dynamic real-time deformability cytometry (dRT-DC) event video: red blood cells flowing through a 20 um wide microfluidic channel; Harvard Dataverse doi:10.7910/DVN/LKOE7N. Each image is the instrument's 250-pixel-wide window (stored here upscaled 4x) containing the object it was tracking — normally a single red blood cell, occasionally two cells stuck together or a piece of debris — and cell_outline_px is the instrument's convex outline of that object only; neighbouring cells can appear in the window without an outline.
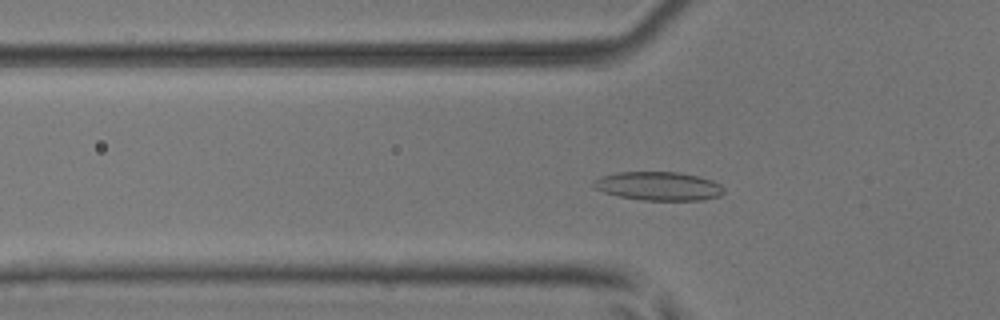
{"species": "common noctule bat (a hibernating species)", "species_latin": "Nyctalus noctula", "temperature_condition": "room temperature", "stored_images_in_passage": 37, "camera_frame_rate_fps": 3000, "um_per_image_px": 0.085, "animal": {"sex": "male", "body_mass_g": 17.9, "forearm_length_mm": 54.2}, "frame": {"image": 1, "passage_image": 6, "time_ms": 1.667, "image_size_px": [1000, 320], "cell_outline_px": [[724, 192], [720, 196], [704, 200], [644, 200], [620, 196], [604, 192], [596, 188], [592, 184], [592, 180], [600, 176], [616, 172], [676, 172], [696, 176], [712, 180], [720, 184], [724, 188]], "centroid_in_image_um": [55.97, 15.81], "position_along_channel_um": 69.8, "area_um2": 21.73}}
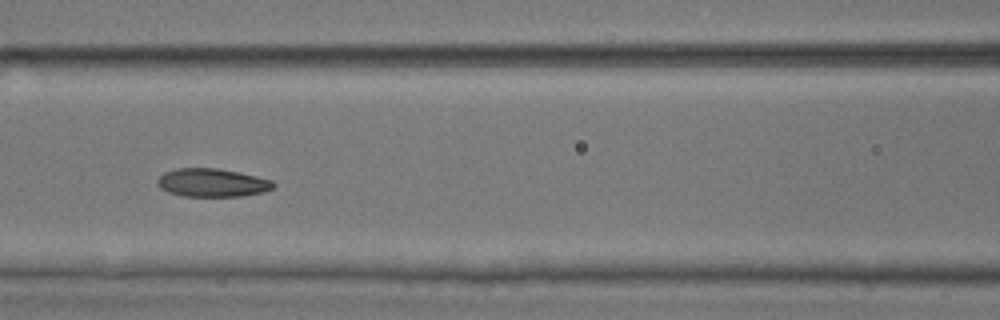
{"frame": {"image": 2, "passage_image": 12, "time_ms": 3.667, "image_size_px": [1000, 320], "cell_outline_px": [[276, 184], [272, 188], [264, 192], [240, 196], [184, 196], [168, 192], [160, 188], [156, 184], [156, 180], [164, 172], [176, 168], [216, 168], [240, 172], [272, 180]], "centroid_in_image_um": [18.02, 15.52], "position_along_channel_um": 148.6, "area_um2": 19.19}}
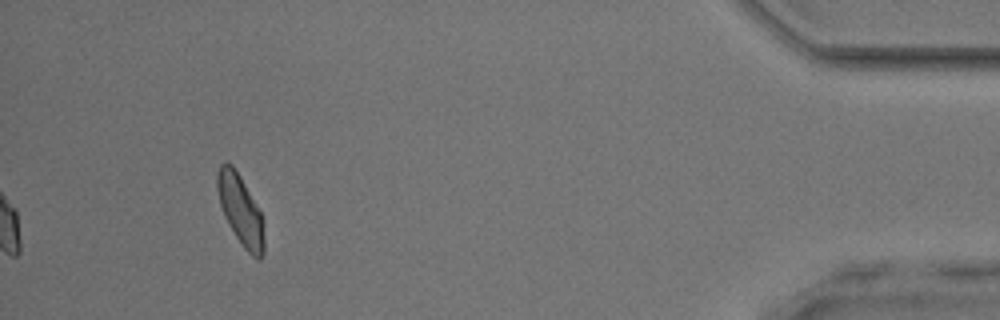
{"frame": {"image": 3, "passage_image": 37, "time_ms": 12.0, "image_size_px": [1000, 320], "cell_outline_px": [[264, 252], [260, 260], [252, 256], [244, 248], [228, 224], [224, 216], [220, 204], [216, 188], [216, 172], [220, 164], [224, 160], [232, 164], [240, 176], [260, 212], [264, 220]], "centroid_in_image_um": [20.43, 17.83], "position_along_channel_um": 414.8, "area_um2": 19.25}, "authors_computed_cell_mechanics": {"area_um2": 19.2474, "velocity_mm_per_s": 3.9533, "shape_relaxation_time_tau1_ms": 7.2821, "shape_relaxation_time_tau2_ms": 2.0646, "deformation_change_tau1": 0.1627, "deformation_change_tau2": 0.0729}}